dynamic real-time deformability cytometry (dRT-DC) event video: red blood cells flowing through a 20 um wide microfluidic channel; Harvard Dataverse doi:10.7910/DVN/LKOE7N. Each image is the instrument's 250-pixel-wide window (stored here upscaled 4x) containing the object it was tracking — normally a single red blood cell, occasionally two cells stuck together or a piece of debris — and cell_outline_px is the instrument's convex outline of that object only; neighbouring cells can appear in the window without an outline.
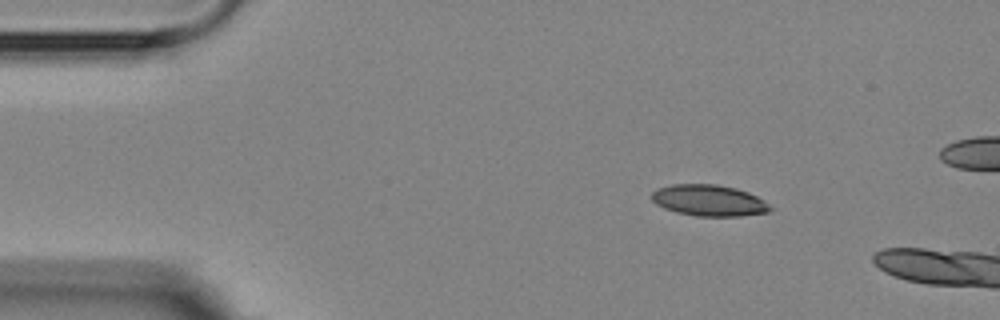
{"species": "Egyptian fruit bat (a non-hibernating species)", "species_latin": "Rousettus aegyptiacus", "temperature_condition": "room temperature", "stored_images_in_passage": 4, "camera_frame_rate_fps": 3000, "um_per_image_px": 0.085, "animal": {"sex": "female"}, "frame": {"image": 1, "passage_image": 2, "time_ms": 1.667, "image_size_px": [1000, 320], "cell_outline_px": [[776, 208], [768, 212], [740, 216], [696, 216], [676, 212], [664, 208], [656, 204], [652, 200], [652, 192], [656, 188], [672, 184], [716, 184], [736, 188], [748, 192], [764, 200]], "centroid_in_image_um": [60.28, 17.04], "position_along_channel_um": 24.7, "area_um2": 21.79}}